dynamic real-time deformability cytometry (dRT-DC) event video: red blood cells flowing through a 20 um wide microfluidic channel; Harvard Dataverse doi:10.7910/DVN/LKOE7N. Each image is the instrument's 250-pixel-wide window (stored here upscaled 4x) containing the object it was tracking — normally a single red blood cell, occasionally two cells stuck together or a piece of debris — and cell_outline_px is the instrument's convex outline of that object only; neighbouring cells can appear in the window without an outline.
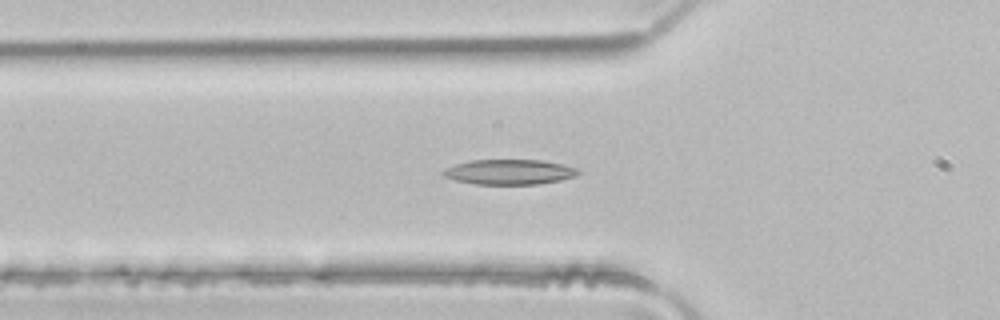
{"species": "common noctule bat (a hibernating species)", "species_latin": "Nyctalus noctula", "temperature_condition": "room temperature", "stored_images_in_passage": 40, "camera_frame_rate_fps": 3000, "um_per_image_px": 0.085, "animal": {"sex": "male", "body_mass_g": 21.5, "forearm_length_mm": 52.0}, "frame": {"image": 1, "passage_image": 8, "time_ms": 2.333, "image_size_px": [1000, 320], "cell_outline_px": [[580, 172], [576, 176], [560, 180], [536, 184], [476, 184], [456, 180], [444, 176], [440, 172], [444, 168], [456, 164], [472, 160], [540, 160], [560, 164], [576, 168]], "centroid_in_image_um": [43.26, 14.61], "position_along_channel_um": 82.5, "area_um2": 19.54}}
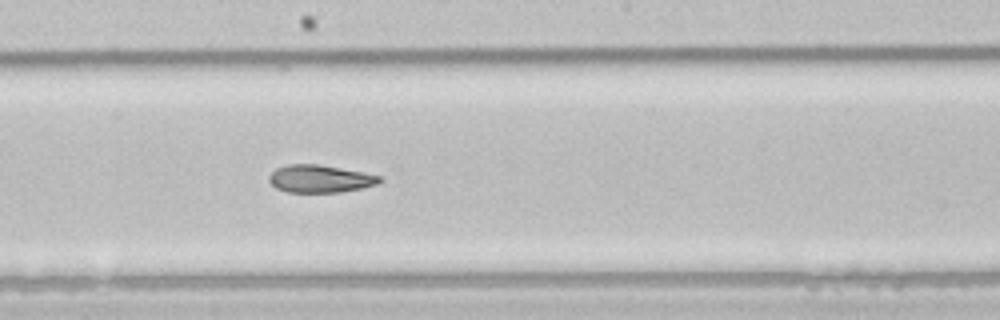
{"frame": {"image": 2, "passage_image": 18, "time_ms": 5.667, "image_size_px": [1000, 320], "cell_outline_px": [[384, 180], [376, 184], [364, 188], [340, 192], [288, 192], [276, 188], [268, 180], [268, 176], [276, 168], [288, 164], [316, 164], [364, 172], [380, 176]], "centroid_in_image_um": [27.21, 15.2], "position_along_channel_um": 221.0, "area_um2": 17.8}}
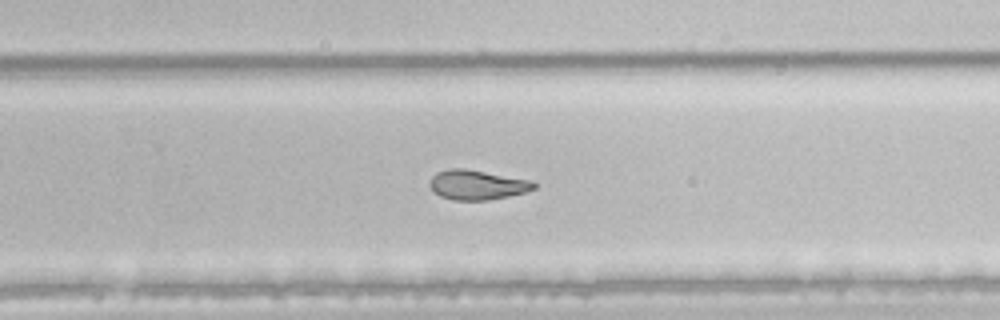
{"frame": {"image": 3, "passage_image": 23, "time_ms": 7.333, "image_size_px": [1000, 320], "cell_outline_px": [[536, 188], [524, 192], [508, 196], [488, 200], [452, 200], [440, 196], [428, 184], [432, 176], [436, 172], [448, 168], [464, 168], [532, 180], [536, 184]], "centroid_in_image_um": [40.54, 15.7], "position_along_channel_um": 289.3, "area_um2": 18.03}, "authors_computed_cell_mechanics": {"area_um2": 19.5942, "velocity_mm_per_s": 4.1277, "shape_relaxation_time_tau1_ms": 6.9096, "shape_relaxation_time_tau2_ms": 3.6424, "deformation_change_tau1": 0.1921, "deformation_change_tau2": 0.1149}}